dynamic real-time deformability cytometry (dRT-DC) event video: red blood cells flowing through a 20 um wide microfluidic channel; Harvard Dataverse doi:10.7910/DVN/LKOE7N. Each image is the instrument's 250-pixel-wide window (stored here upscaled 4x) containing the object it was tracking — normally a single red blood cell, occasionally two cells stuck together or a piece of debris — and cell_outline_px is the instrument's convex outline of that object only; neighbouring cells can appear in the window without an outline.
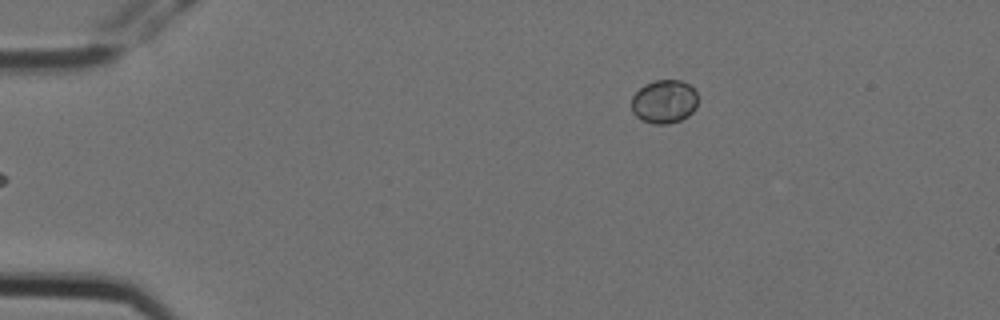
{"species": "Egyptian fruit bat (a non-hibernating species)", "species_latin": "Rousettus aegyptiacus", "temperature_condition": "cold", "stored_images_in_passage": 5, "camera_frame_rate_fps": 3000, "um_per_image_px": 0.085, "animal": {"sex": "female"}, "frame": {"image": 1, "passage_image": 5, "time_ms": 1.333, "image_size_px": [1000, 320], "cell_outline_px": [[696, 108], [688, 116], [680, 120], [668, 124], [652, 124], [636, 116], [632, 112], [632, 96], [644, 84], [656, 80], [680, 80], [688, 84], [696, 92]], "centroid_in_image_um": [56.44, 8.64], "position_along_channel_um": 28.6, "area_um2": 16.76}}